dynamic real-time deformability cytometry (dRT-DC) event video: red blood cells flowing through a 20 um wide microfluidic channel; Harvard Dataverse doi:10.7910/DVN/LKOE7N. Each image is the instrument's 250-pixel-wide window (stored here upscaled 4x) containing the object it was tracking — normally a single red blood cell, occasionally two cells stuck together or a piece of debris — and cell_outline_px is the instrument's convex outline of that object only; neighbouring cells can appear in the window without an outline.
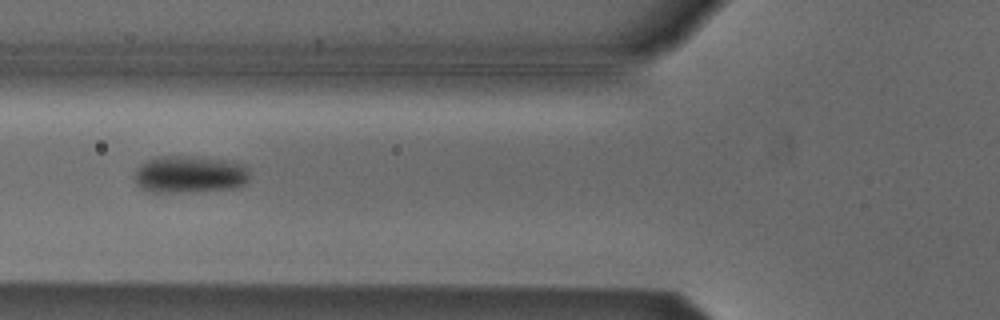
{"species": "Egyptian fruit bat (a non-hibernating species)", "species_latin": "Rousettus aegyptiacus", "temperature_condition": "cold", "stored_images_in_passage": 7, "camera_frame_rate_fps": 3000, "um_per_image_px": 0.085, "animal": {"sex": "male"}, "frame": {"image": 1, "passage_image": 6, "time_ms": 1.667, "image_size_px": [1000, 320], "cell_outline_px": [[248, 180], [244, 184], [232, 188], [176, 192], [148, 192], [140, 188], [132, 180], [136, 168], [140, 164], [156, 156], [196, 156], [224, 160], [244, 164], [248, 168]], "centroid_in_image_um": [16.05, 14.81], "position_along_channel_um": 109.8, "area_um2": 25.14}}
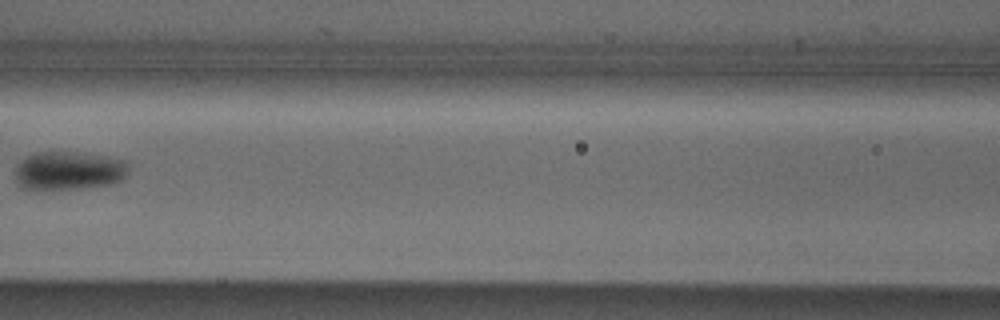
{"frame": {"image": 2, "passage_image": 7, "time_ms": 2.0, "image_size_px": [1000, 320], "cell_outline_px": [[128, 168], [124, 176], [120, 180], [112, 184], [84, 188], [24, 188], [16, 180], [16, 168], [20, 160], [36, 152], [80, 152], [108, 156], [128, 160]], "centroid_in_image_um": [5.9, 14.47], "position_along_channel_um": 160.7, "area_um2": 25.32}}